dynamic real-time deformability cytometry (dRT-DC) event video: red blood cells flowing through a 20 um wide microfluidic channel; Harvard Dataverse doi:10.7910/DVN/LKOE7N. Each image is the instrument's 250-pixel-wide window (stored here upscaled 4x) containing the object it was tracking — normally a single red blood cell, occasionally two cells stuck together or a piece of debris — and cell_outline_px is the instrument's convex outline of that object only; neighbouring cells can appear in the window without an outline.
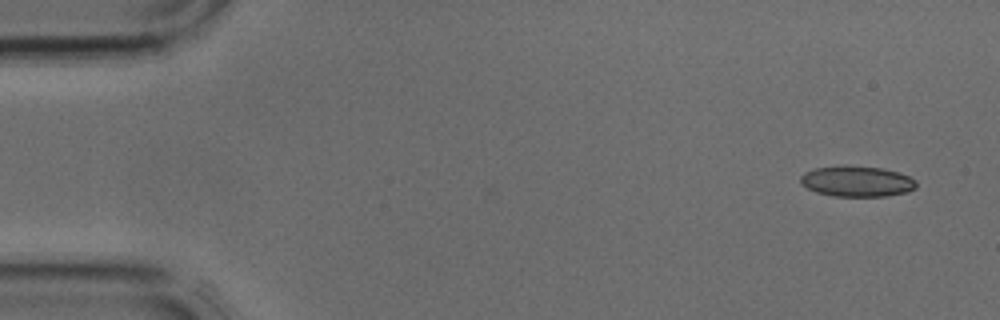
{"species": "common noctule bat (a hibernating species)", "species_latin": "Nyctalus noctula", "temperature_condition": "cold", "stored_images_in_passage": 4, "camera_frame_rate_fps": 3000, "um_per_image_px": 0.085, "animal": {"sex": "male", "body_mass_g": 17.9, "forearm_length_mm": 54.2}, "frame": {"image": 1, "passage_image": 1, "time_ms": 0.0, "image_size_px": [1000, 320], "cell_outline_px": [[916, 188], [908, 192], [888, 196], [832, 196], [816, 192], [800, 184], [800, 176], [804, 172], [812, 168], [884, 168], [908, 176], [916, 180]], "centroid_in_image_um": [72.84, 15.46], "position_along_channel_um": 12.2, "area_um2": 20.11}}